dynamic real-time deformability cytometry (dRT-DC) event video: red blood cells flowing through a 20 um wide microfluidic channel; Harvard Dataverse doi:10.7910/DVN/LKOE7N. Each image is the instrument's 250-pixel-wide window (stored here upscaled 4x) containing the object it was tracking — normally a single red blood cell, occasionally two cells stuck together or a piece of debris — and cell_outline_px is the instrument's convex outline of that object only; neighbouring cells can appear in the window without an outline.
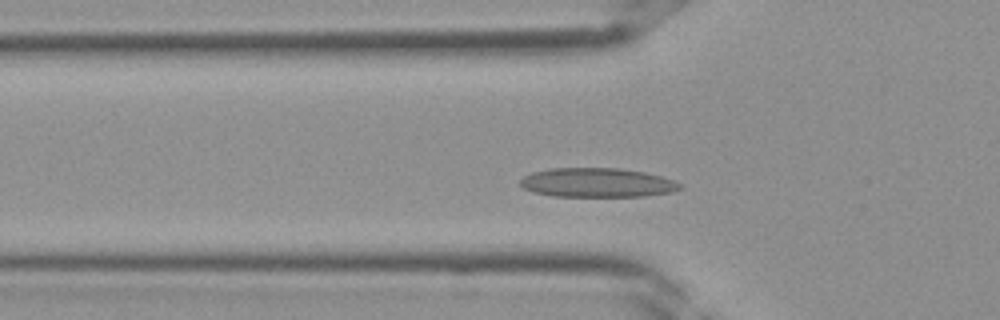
{"species": "Egyptian fruit bat (a non-hibernating species)", "species_latin": "Rousettus aegyptiacus", "temperature_condition": "room temperature", "stored_images_in_passage": 29, "segment_of_instrument_passage": [1, 2], "camera_frame_rate_fps": 3000, "um_per_image_px": 0.085, "frame": {"image": 1, "passage_image": 2, "time_ms": 0.333, "image_size_px": [1000, 320], "cell_outline_px": [[684, 188], [672, 192], [644, 196], [552, 196], [532, 192], [524, 188], [520, 184], [520, 180], [524, 176], [532, 172], [548, 168], [620, 168], [644, 172], [660, 176], [672, 180], [680, 184]], "centroid_in_image_um": [50.74, 15.52], "position_along_channel_um": 75.1, "area_um2": 27.22}}
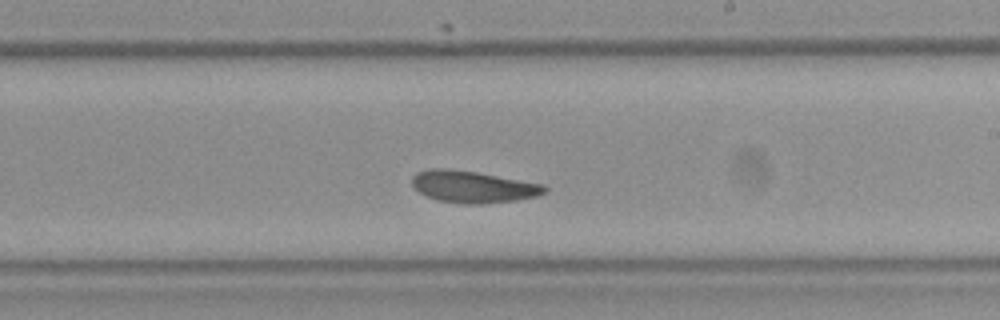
{"frame": {"image": 2, "passage_image": 12, "time_ms": 3.667, "image_size_px": [1000, 320], "cell_outline_px": [[548, 192], [536, 196], [516, 200], [484, 204], [464, 204], [436, 200], [420, 192], [412, 184], [412, 176], [416, 172], [428, 168], [448, 168], [476, 172], [544, 184], [548, 188]], "centroid_in_image_um": [40.21, 15.87], "position_along_channel_um": 248.8, "area_um2": 24.74}}
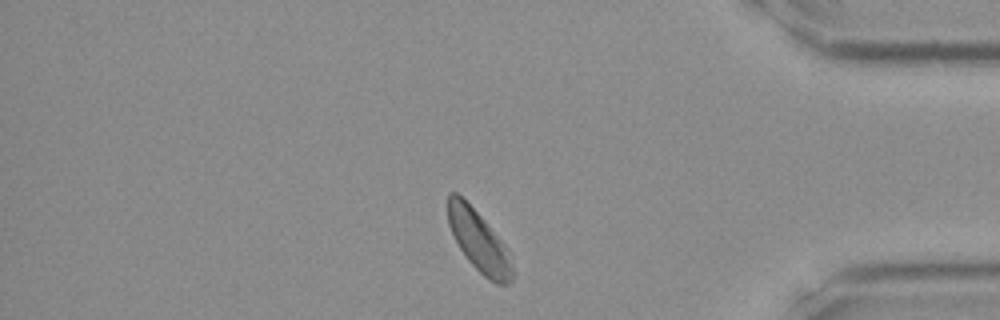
{"frame": {"image": 3, "passage_image": 22, "time_ms": 7.0, "image_size_px": [1000, 320], "cell_outline_px": [[516, 276], [508, 284], [496, 284], [488, 280], [468, 260], [460, 248], [448, 224], [448, 192], [456, 192], [480, 216], [512, 252], [516, 272]], "centroid_in_image_um": [40.8, 20.59], "position_along_channel_um": 394.4, "area_um2": 23.12}}